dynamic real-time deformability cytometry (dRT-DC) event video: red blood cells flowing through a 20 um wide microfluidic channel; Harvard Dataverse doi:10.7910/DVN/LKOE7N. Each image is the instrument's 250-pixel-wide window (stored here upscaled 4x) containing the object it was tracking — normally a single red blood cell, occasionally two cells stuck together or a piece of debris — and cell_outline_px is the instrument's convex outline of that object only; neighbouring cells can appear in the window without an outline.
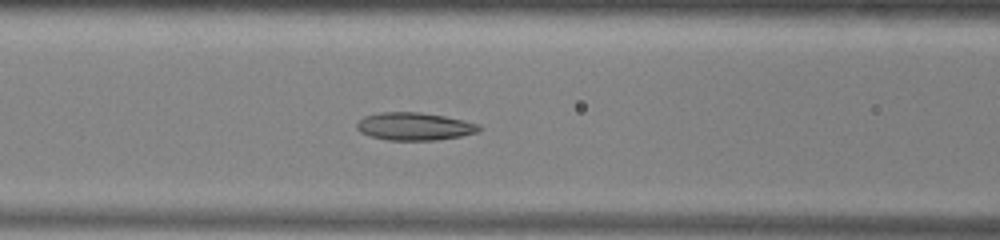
{"species": "common noctule bat (a hibernating species)", "species_latin": "Nyctalus noctula", "temperature_condition": "warm", "stored_images_in_passage": 48, "camera_frame_rate_fps": 3000, "um_per_image_px": 0.085, "animal": {"sex": "male", "body_mass_g": 13.0, "forearm_length_mm": 53.1}, "frame": {"image": 1, "passage_image": 17, "time_ms": 5.333, "image_size_px": [1000, 240], "cell_outline_px": [[484, 128], [476, 132], [460, 136], [436, 140], [388, 140], [372, 136], [360, 132], [356, 128], [356, 124], [364, 116], [380, 112], [420, 112], [444, 116], [464, 120], [480, 124]], "centroid_in_image_um": [35.25, 10.74], "position_along_channel_um": 131.4, "area_um2": 19.77}}
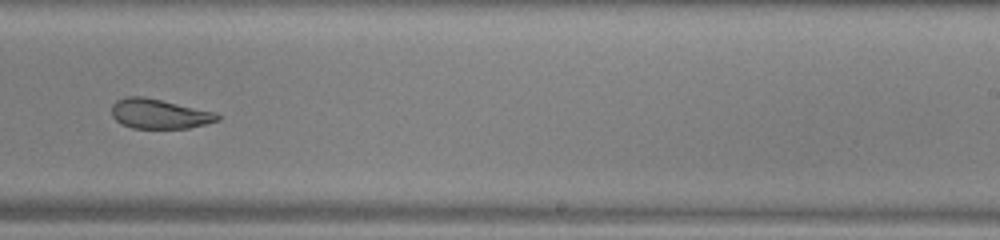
{"frame": {"image": 2, "passage_image": 28, "time_ms": 9.0, "image_size_px": [1000, 240], "cell_outline_px": [[220, 120], [188, 128], [132, 128], [120, 124], [112, 116], [112, 104], [116, 100], [128, 96], [144, 96], [216, 112], [220, 116]], "centroid_in_image_um": [13.52, 9.67], "position_along_channel_um": 275.5, "area_um2": 18.38}}
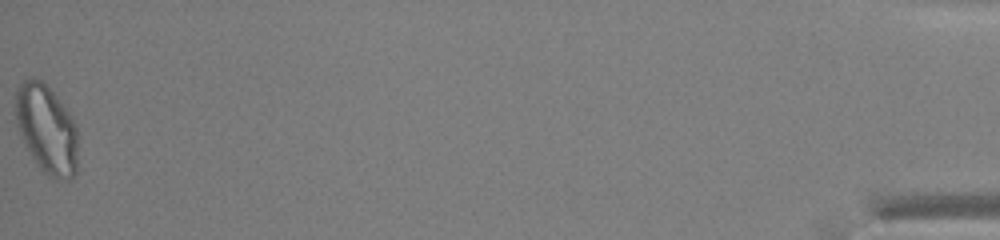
{"frame": {"image": 3, "passage_image": 48, "time_ms": 15.667, "image_size_px": [1000, 240], "cell_outline_px": [[76, 172], [68, 180], [56, 180], [48, 176], [36, 164], [28, 152], [24, 144], [16, 124], [16, 88], [28, 76], [32, 76], [40, 80], [56, 96], [68, 112], [76, 124]], "centroid_in_image_um": [3.94, 10.99], "position_along_channel_um": 431.3, "area_um2": 32.14}, "authors_computed_cell_mechanics": {"area_um2": 22.4842, "velocity_mm_per_s": 3.9388, "shape_relaxation_time_tau1_ms": null, "shape_relaxation_time_tau2_ms": 1.5242, "deformation_change_tau1": null, "deformation_change_tau2": 0.071}}